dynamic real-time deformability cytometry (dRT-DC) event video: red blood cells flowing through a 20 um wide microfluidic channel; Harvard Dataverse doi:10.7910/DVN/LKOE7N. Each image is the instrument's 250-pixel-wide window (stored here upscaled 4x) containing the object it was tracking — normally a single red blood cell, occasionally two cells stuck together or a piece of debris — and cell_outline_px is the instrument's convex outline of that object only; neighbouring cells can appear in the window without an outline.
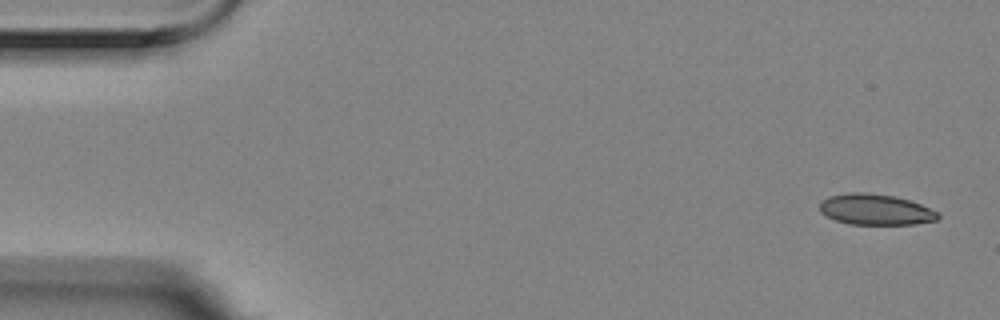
{"species": "Egyptian fruit bat (a non-hibernating species)", "species_latin": "Rousettus aegyptiacus", "temperature_condition": "room temperature", "stored_images_in_passage": 6, "camera_frame_rate_fps": 3000, "um_per_image_px": 0.085, "animal": {"sex": "female"}, "frame": {"image": 1, "passage_image": 1, "time_ms": 0.0, "image_size_px": [1000, 320], "cell_outline_px": [[940, 216], [936, 220], [916, 224], [852, 224], [836, 220], [820, 212], [820, 200], [828, 196], [852, 192], [864, 192], [892, 196], [908, 200], [920, 204], [940, 212]], "centroid_in_image_um": [74.42, 17.81], "position_along_channel_um": 10.6, "area_um2": 21.15}}
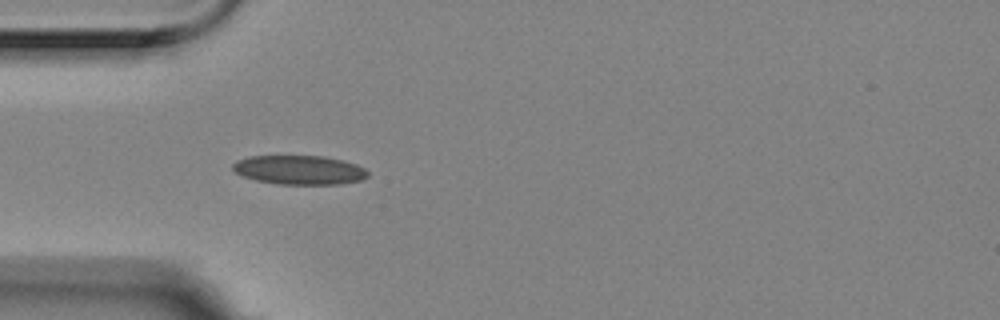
{"frame": {"image": 2, "passage_image": 5, "time_ms": 1.333, "image_size_px": [1000, 320], "cell_outline_px": [[368, 176], [360, 180], [340, 184], [276, 184], [256, 180], [244, 176], [236, 172], [232, 168], [232, 164], [236, 160], [248, 156], [324, 156], [344, 160], [356, 164], [364, 168], [368, 172]], "centroid_in_image_um": [25.44, 14.44], "position_along_channel_um": 59.6, "area_um2": 22.95}}
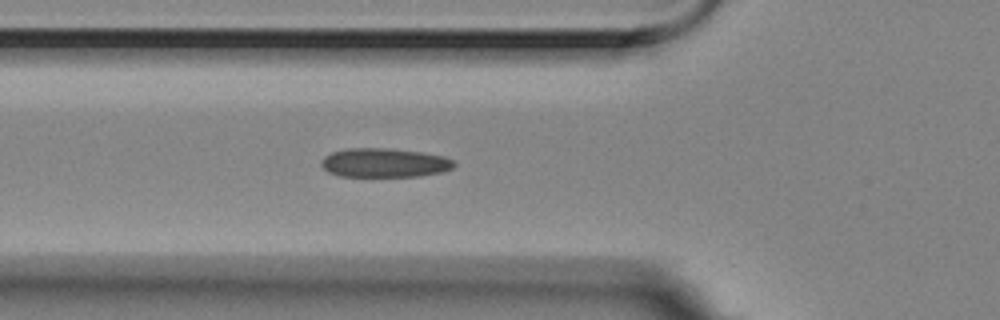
{"frame": {"image": 3, "passage_image": 6, "time_ms": 1.667, "image_size_px": [1000, 320], "cell_outline_px": [[456, 164], [452, 168], [444, 172], [420, 176], [340, 176], [328, 172], [320, 164], [320, 160], [324, 156], [332, 152], [348, 148], [384, 148], [420, 152], [444, 156], [456, 160]], "centroid_in_image_um": [32.69, 13.84], "position_along_channel_um": 93.1, "area_um2": 22.6}}